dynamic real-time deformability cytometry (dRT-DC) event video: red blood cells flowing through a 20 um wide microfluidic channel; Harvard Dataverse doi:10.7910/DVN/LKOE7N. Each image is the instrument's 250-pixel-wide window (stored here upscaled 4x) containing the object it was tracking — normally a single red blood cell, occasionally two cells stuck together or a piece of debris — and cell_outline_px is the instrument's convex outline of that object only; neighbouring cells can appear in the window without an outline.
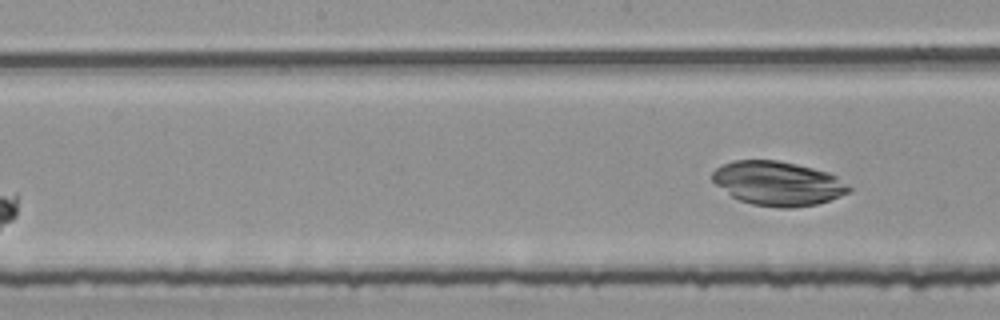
{"species": "common noctule bat (a hibernating species)", "species_latin": "Nyctalus noctula", "temperature_condition": "room temperature", "stored_images_in_passage": 6, "camera_frame_rate_fps": 3000, "um_per_image_px": 0.085, "animal": {"sex": "female", "body_mass_g": 25.1}, "frame": {"image": 1, "passage_image": 6, "time_ms": 1.667, "image_size_px": [1000, 320], "cell_outline_px": [[852, 192], [816, 204], [792, 208], [780, 208], [752, 204], [740, 200], [732, 196], [716, 184], [712, 180], [712, 172], [716, 168], [732, 160], [776, 160], [796, 164], [828, 172], [836, 176], [852, 188]], "centroid_in_image_um": [66.13, 15.59], "position_along_channel_um": 182.1, "area_um2": 35.03}}